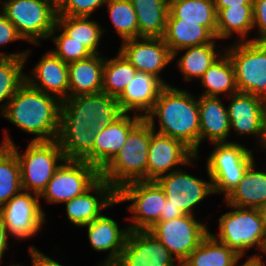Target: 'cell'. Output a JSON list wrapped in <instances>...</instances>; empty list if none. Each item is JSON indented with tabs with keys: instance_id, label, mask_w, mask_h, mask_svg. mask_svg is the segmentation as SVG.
Wrapping results in <instances>:
<instances>
[{
	"instance_id": "obj_1",
	"label": "cell",
	"mask_w": 266,
	"mask_h": 266,
	"mask_svg": "<svg viewBox=\"0 0 266 266\" xmlns=\"http://www.w3.org/2000/svg\"><path fill=\"white\" fill-rule=\"evenodd\" d=\"M192 94L189 89L166 85L144 119L154 132L179 140L195 155H200L198 96Z\"/></svg>"
},
{
	"instance_id": "obj_2",
	"label": "cell",
	"mask_w": 266,
	"mask_h": 266,
	"mask_svg": "<svg viewBox=\"0 0 266 266\" xmlns=\"http://www.w3.org/2000/svg\"><path fill=\"white\" fill-rule=\"evenodd\" d=\"M61 103L55 96L25 81L0 112V117L27 135H35L30 141H52L59 134Z\"/></svg>"
},
{
	"instance_id": "obj_3",
	"label": "cell",
	"mask_w": 266,
	"mask_h": 266,
	"mask_svg": "<svg viewBox=\"0 0 266 266\" xmlns=\"http://www.w3.org/2000/svg\"><path fill=\"white\" fill-rule=\"evenodd\" d=\"M3 134L0 145L9 146L18 157L22 189L40 196L57 169L66 160L58 140L30 141L26 150L22 149L21 153L9 131L5 129Z\"/></svg>"
},
{
	"instance_id": "obj_4",
	"label": "cell",
	"mask_w": 266,
	"mask_h": 266,
	"mask_svg": "<svg viewBox=\"0 0 266 266\" xmlns=\"http://www.w3.org/2000/svg\"><path fill=\"white\" fill-rule=\"evenodd\" d=\"M154 131L144 118L129 132L115 158L100 172L116 191L133 181H147V161Z\"/></svg>"
},
{
	"instance_id": "obj_5",
	"label": "cell",
	"mask_w": 266,
	"mask_h": 266,
	"mask_svg": "<svg viewBox=\"0 0 266 266\" xmlns=\"http://www.w3.org/2000/svg\"><path fill=\"white\" fill-rule=\"evenodd\" d=\"M224 203L231 211L219 217L218 233H210L242 257L248 256V250L253 248L259 253L252 254L251 257L263 256L262 253L266 255V230L259 209Z\"/></svg>"
},
{
	"instance_id": "obj_6",
	"label": "cell",
	"mask_w": 266,
	"mask_h": 266,
	"mask_svg": "<svg viewBox=\"0 0 266 266\" xmlns=\"http://www.w3.org/2000/svg\"><path fill=\"white\" fill-rule=\"evenodd\" d=\"M123 112L115 97L106 93L78 95L62 101L59 130H84L98 133Z\"/></svg>"
},
{
	"instance_id": "obj_7",
	"label": "cell",
	"mask_w": 266,
	"mask_h": 266,
	"mask_svg": "<svg viewBox=\"0 0 266 266\" xmlns=\"http://www.w3.org/2000/svg\"><path fill=\"white\" fill-rule=\"evenodd\" d=\"M0 6L26 43L41 46L56 25L57 7L49 0H0Z\"/></svg>"
},
{
	"instance_id": "obj_8",
	"label": "cell",
	"mask_w": 266,
	"mask_h": 266,
	"mask_svg": "<svg viewBox=\"0 0 266 266\" xmlns=\"http://www.w3.org/2000/svg\"><path fill=\"white\" fill-rule=\"evenodd\" d=\"M212 152L206 158L214 194L225 198L241 181L249 165L256 160L254 150L239 142L211 143Z\"/></svg>"
},
{
	"instance_id": "obj_9",
	"label": "cell",
	"mask_w": 266,
	"mask_h": 266,
	"mask_svg": "<svg viewBox=\"0 0 266 266\" xmlns=\"http://www.w3.org/2000/svg\"><path fill=\"white\" fill-rule=\"evenodd\" d=\"M239 92L266 99V41H234L226 45Z\"/></svg>"
},
{
	"instance_id": "obj_10",
	"label": "cell",
	"mask_w": 266,
	"mask_h": 266,
	"mask_svg": "<svg viewBox=\"0 0 266 266\" xmlns=\"http://www.w3.org/2000/svg\"><path fill=\"white\" fill-rule=\"evenodd\" d=\"M166 196L156 181H133L117 190L119 203L131 202L127 207L131 216L125 217L131 231L149 230L160 222Z\"/></svg>"
},
{
	"instance_id": "obj_11",
	"label": "cell",
	"mask_w": 266,
	"mask_h": 266,
	"mask_svg": "<svg viewBox=\"0 0 266 266\" xmlns=\"http://www.w3.org/2000/svg\"><path fill=\"white\" fill-rule=\"evenodd\" d=\"M38 194L22 190L0 207V218L9 238L28 240L38 236L47 217Z\"/></svg>"
},
{
	"instance_id": "obj_12",
	"label": "cell",
	"mask_w": 266,
	"mask_h": 266,
	"mask_svg": "<svg viewBox=\"0 0 266 266\" xmlns=\"http://www.w3.org/2000/svg\"><path fill=\"white\" fill-rule=\"evenodd\" d=\"M195 215H183L155 223L148 231L154 235L181 264L209 234L210 228Z\"/></svg>"
},
{
	"instance_id": "obj_13",
	"label": "cell",
	"mask_w": 266,
	"mask_h": 266,
	"mask_svg": "<svg viewBox=\"0 0 266 266\" xmlns=\"http://www.w3.org/2000/svg\"><path fill=\"white\" fill-rule=\"evenodd\" d=\"M100 178V171L84 160H65L40 195L46 203L64 204L87 191Z\"/></svg>"
},
{
	"instance_id": "obj_14",
	"label": "cell",
	"mask_w": 266,
	"mask_h": 266,
	"mask_svg": "<svg viewBox=\"0 0 266 266\" xmlns=\"http://www.w3.org/2000/svg\"><path fill=\"white\" fill-rule=\"evenodd\" d=\"M207 177L208 181L180 168L159 177L156 182L163 189L171 205L182 209L185 214L195 215L196 207L214 194L208 173Z\"/></svg>"
},
{
	"instance_id": "obj_15",
	"label": "cell",
	"mask_w": 266,
	"mask_h": 266,
	"mask_svg": "<svg viewBox=\"0 0 266 266\" xmlns=\"http://www.w3.org/2000/svg\"><path fill=\"white\" fill-rule=\"evenodd\" d=\"M199 157L181 141L153 132L148 150L147 181H156L181 166L194 167Z\"/></svg>"
},
{
	"instance_id": "obj_16",
	"label": "cell",
	"mask_w": 266,
	"mask_h": 266,
	"mask_svg": "<svg viewBox=\"0 0 266 266\" xmlns=\"http://www.w3.org/2000/svg\"><path fill=\"white\" fill-rule=\"evenodd\" d=\"M118 50L139 72L154 75L165 85L161 73L173 62V54L163 37H137L120 42Z\"/></svg>"
},
{
	"instance_id": "obj_17",
	"label": "cell",
	"mask_w": 266,
	"mask_h": 266,
	"mask_svg": "<svg viewBox=\"0 0 266 266\" xmlns=\"http://www.w3.org/2000/svg\"><path fill=\"white\" fill-rule=\"evenodd\" d=\"M113 266H181V264L148 230H130L125 247Z\"/></svg>"
},
{
	"instance_id": "obj_18",
	"label": "cell",
	"mask_w": 266,
	"mask_h": 266,
	"mask_svg": "<svg viewBox=\"0 0 266 266\" xmlns=\"http://www.w3.org/2000/svg\"><path fill=\"white\" fill-rule=\"evenodd\" d=\"M64 204L68 221L77 228L91 223L103 214V210L119 202L117 191L100 177L87 191Z\"/></svg>"
},
{
	"instance_id": "obj_19",
	"label": "cell",
	"mask_w": 266,
	"mask_h": 266,
	"mask_svg": "<svg viewBox=\"0 0 266 266\" xmlns=\"http://www.w3.org/2000/svg\"><path fill=\"white\" fill-rule=\"evenodd\" d=\"M142 119L143 117L136 114L123 113L96 134L93 149L83 160L101 172L119 153L129 132Z\"/></svg>"
},
{
	"instance_id": "obj_20",
	"label": "cell",
	"mask_w": 266,
	"mask_h": 266,
	"mask_svg": "<svg viewBox=\"0 0 266 266\" xmlns=\"http://www.w3.org/2000/svg\"><path fill=\"white\" fill-rule=\"evenodd\" d=\"M230 133L237 137H256L259 147L263 138V100L250 93L236 92L228 97Z\"/></svg>"
},
{
	"instance_id": "obj_21",
	"label": "cell",
	"mask_w": 266,
	"mask_h": 266,
	"mask_svg": "<svg viewBox=\"0 0 266 266\" xmlns=\"http://www.w3.org/2000/svg\"><path fill=\"white\" fill-rule=\"evenodd\" d=\"M120 224L114 218L104 213L91 223L81 227L86 229L87 238L91 248L96 252H108L104 260H100L98 266H113L125 247L130 232L129 226L120 228Z\"/></svg>"
},
{
	"instance_id": "obj_22",
	"label": "cell",
	"mask_w": 266,
	"mask_h": 266,
	"mask_svg": "<svg viewBox=\"0 0 266 266\" xmlns=\"http://www.w3.org/2000/svg\"><path fill=\"white\" fill-rule=\"evenodd\" d=\"M39 61L26 74V81L35 89L58 98L61 102L69 98L68 64L51 50L41 55Z\"/></svg>"
},
{
	"instance_id": "obj_23",
	"label": "cell",
	"mask_w": 266,
	"mask_h": 266,
	"mask_svg": "<svg viewBox=\"0 0 266 266\" xmlns=\"http://www.w3.org/2000/svg\"><path fill=\"white\" fill-rule=\"evenodd\" d=\"M165 86L154 75L137 71L116 100L123 113H134L144 118L152 110Z\"/></svg>"
},
{
	"instance_id": "obj_24",
	"label": "cell",
	"mask_w": 266,
	"mask_h": 266,
	"mask_svg": "<svg viewBox=\"0 0 266 266\" xmlns=\"http://www.w3.org/2000/svg\"><path fill=\"white\" fill-rule=\"evenodd\" d=\"M200 146L202 141L211 143L238 142L228 139L230 123L227 105L221 97L198 96Z\"/></svg>"
},
{
	"instance_id": "obj_25",
	"label": "cell",
	"mask_w": 266,
	"mask_h": 266,
	"mask_svg": "<svg viewBox=\"0 0 266 266\" xmlns=\"http://www.w3.org/2000/svg\"><path fill=\"white\" fill-rule=\"evenodd\" d=\"M104 61L105 56L92 54L86 59L68 64L69 97L102 92Z\"/></svg>"
},
{
	"instance_id": "obj_26",
	"label": "cell",
	"mask_w": 266,
	"mask_h": 266,
	"mask_svg": "<svg viewBox=\"0 0 266 266\" xmlns=\"http://www.w3.org/2000/svg\"><path fill=\"white\" fill-rule=\"evenodd\" d=\"M216 41L218 42L219 40L216 38L212 43L188 47L173 53V61L178 57L174 63L186 83H191L192 80H199L209 67L225 52L224 46L222 51L217 50Z\"/></svg>"
},
{
	"instance_id": "obj_27",
	"label": "cell",
	"mask_w": 266,
	"mask_h": 266,
	"mask_svg": "<svg viewBox=\"0 0 266 266\" xmlns=\"http://www.w3.org/2000/svg\"><path fill=\"white\" fill-rule=\"evenodd\" d=\"M254 160L238 185L223 199L241 208H259L266 202V169H257Z\"/></svg>"
},
{
	"instance_id": "obj_28",
	"label": "cell",
	"mask_w": 266,
	"mask_h": 266,
	"mask_svg": "<svg viewBox=\"0 0 266 266\" xmlns=\"http://www.w3.org/2000/svg\"><path fill=\"white\" fill-rule=\"evenodd\" d=\"M253 30L252 4H241L220 9L217 12V39L234 37L236 42L252 41L249 35ZM251 33V34H250Z\"/></svg>"
},
{
	"instance_id": "obj_29",
	"label": "cell",
	"mask_w": 266,
	"mask_h": 266,
	"mask_svg": "<svg viewBox=\"0 0 266 266\" xmlns=\"http://www.w3.org/2000/svg\"><path fill=\"white\" fill-rule=\"evenodd\" d=\"M163 39L173 54L188 47L212 43L216 37L199 22L167 19Z\"/></svg>"
},
{
	"instance_id": "obj_30",
	"label": "cell",
	"mask_w": 266,
	"mask_h": 266,
	"mask_svg": "<svg viewBox=\"0 0 266 266\" xmlns=\"http://www.w3.org/2000/svg\"><path fill=\"white\" fill-rule=\"evenodd\" d=\"M56 25L73 41L82 43L92 54H101V38L108 30L100 26L97 20L86 16L57 15Z\"/></svg>"
},
{
	"instance_id": "obj_31",
	"label": "cell",
	"mask_w": 266,
	"mask_h": 266,
	"mask_svg": "<svg viewBox=\"0 0 266 266\" xmlns=\"http://www.w3.org/2000/svg\"><path fill=\"white\" fill-rule=\"evenodd\" d=\"M243 258L218 241L210 232L181 263V266H235Z\"/></svg>"
},
{
	"instance_id": "obj_32",
	"label": "cell",
	"mask_w": 266,
	"mask_h": 266,
	"mask_svg": "<svg viewBox=\"0 0 266 266\" xmlns=\"http://www.w3.org/2000/svg\"><path fill=\"white\" fill-rule=\"evenodd\" d=\"M202 96L229 97L238 92L235 71L229 56L224 52L199 79Z\"/></svg>"
},
{
	"instance_id": "obj_33",
	"label": "cell",
	"mask_w": 266,
	"mask_h": 266,
	"mask_svg": "<svg viewBox=\"0 0 266 266\" xmlns=\"http://www.w3.org/2000/svg\"><path fill=\"white\" fill-rule=\"evenodd\" d=\"M136 12L138 37H163L169 4L166 0H130Z\"/></svg>"
},
{
	"instance_id": "obj_34",
	"label": "cell",
	"mask_w": 266,
	"mask_h": 266,
	"mask_svg": "<svg viewBox=\"0 0 266 266\" xmlns=\"http://www.w3.org/2000/svg\"><path fill=\"white\" fill-rule=\"evenodd\" d=\"M167 19L199 22L217 38V12L213 0H178L169 4Z\"/></svg>"
},
{
	"instance_id": "obj_35",
	"label": "cell",
	"mask_w": 266,
	"mask_h": 266,
	"mask_svg": "<svg viewBox=\"0 0 266 266\" xmlns=\"http://www.w3.org/2000/svg\"><path fill=\"white\" fill-rule=\"evenodd\" d=\"M115 56L110 59L105 57L102 92L117 98L135 77L137 70L119 50Z\"/></svg>"
},
{
	"instance_id": "obj_36",
	"label": "cell",
	"mask_w": 266,
	"mask_h": 266,
	"mask_svg": "<svg viewBox=\"0 0 266 266\" xmlns=\"http://www.w3.org/2000/svg\"><path fill=\"white\" fill-rule=\"evenodd\" d=\"M22 190L18 157L9 146L0 145V207Z\"/></svg>"
},
{
	"instance_id": "obj_37",
	"label": "cell",
	"mask_w": 266,
	"mask_h": 266,
	"mask_svg": "<svg viewBox=\"0 0 266 266\" xmlns=\"http://www.w3.org/2000/svg\"><path fill=\"white\" fill-rule=\"evenodd\" d=\"M25 58L0 57V111L26 81ZM3 103V104H1Z\"/></svg>"
},
{
	"instance_id": "obj_38",
	"label": "cell",
	"mask_w": 266,
	"mask_h": 266,
	"mask_svg": "<svg viewBox=\"0 0 266 266\" xmlns=\"http://www.w3.org/2000/svg\"><path fill=\"white\" fill-rule=\"evenodd\" d=\"M105 6L114 31L122 41L138 37L137 16L130 0H108Z\"/></svg>"
},
{
	"instance_id": "obj_39",
	"label": "cell",
	"mask_w": 266,
	"mask_h": 266,
	"mask_svg": "<svg viewBox=\"0 0 266 266\" xmlns=\"http://www.w3.org/2000/svg\"><path fill=\"white\" fill-rule=\"evenodd\" d=\"M96 133L84 130H59L58 142L67 160H83L93 149Z\"/></svg>"
},
{
	"instance_id": "obj_40",
	"label": "cell",
	"mask_w": 266,
	"mask_h": 266,
	"mask_svg": "<svg viewBox=\"0 0 266 266\" xmlns=\"http://www.w3.org/2000/svg\"><path fill=\"white\" fill-rule=\"evenodd\" d=\"M60 31V34H56ZM54 44V49H50L58 58L63 62L69 64L74 61L86 59L92 55V53L82 44L77 41H73L72 38L67 36L57 25L50 33L49 36Z\"/></svg>"
},
{
	"instance_id": "obj_41",
	"label": "cell",
	"mask_w": 266,
	"mask_h": 266,
	"mask_svg": "<svg viewBox=\"0 0 266 266\" xmlns=\"http://www.w3.org/2000/svg\"><path fill=\"white\" fill-rule=\"evenodd\" d=\"M23 41V38L18 34L16 27L12 22H10L3 12L0 10V49L4 48L9 43L15 41ZM32 49L28 48L26 50H22L21 52H11V53H4L0 51V57H14V58H25L26 64L29 61V57L31 55Z\"/></svg>"
},
{
	"instance_id": "obj_42",
	"label": "cell",
	"mask_w": 266,
	"mask_h": 266,
	"mask_svg": "<svg viewBox=\"0 0 266 266\" xmlns=\"http://www.w3.org/2000/svg\"><path fill=\"white\" fill-rule=\"evenodd\" d=\"M108 0H63L57 7V15L91 17Z\"/></svg>"
},
{
	"instance_id": "obj_43",
	"label": "cell",
	"mask_w": 266,
	"mask_h": 266,
	"mask_svg": "<svg viewBox=\"0 0 266 266\" xmlns=\"http://www.w3.org/2000/svg\"><path fill=\"white\" fill-rule=\"evenodd\" d=\"M252 11L253 29L257 28L252 41H266V0H253Z\"/></svg>"
},
{
	"instance_id": "obj_44",
	"label": "cell",
	"mask_w": 266,
	"mask_h": 266,
	"mask_svg": "<svg viewBox=\"0 0 266 266\" xmlns=\"http://www.w3.org/2000/svg\"><path fill=\"white\" fill-rule=\"evenodd\" d=\"M28 250L29 256L31 257V266H64L49 255L44 254L42 251L40 252V250L33 245L29 246ZM19 266L24 265L20 263Z\"/></svg>"
},
{
	"instance_id": "obj_45",
	"label": "cell",
	"mask_w": 266,
	"mask_h": 266,
	"mask_svg": "<svg viewBox=\"0 0 266 266\" xmlns=\"http://www.w3.org/2000/svg\"><path fill=\"white\" fill-rule=\"evenodd\" d=\"M183 215L186 214L182 211V209L174 207L167 199L165 201L164 208L160 213V221L172 220L174 218L182 217Z\"/></svg>"
},
{
	"instance_id": "obj_46",
	"label": "cell",
	"mask_w": 266,
	"mask_h": 266,
	"mask_svg": "<svg viewBox=\"0 0 266 266\" xmlns=\"http://www.w3.org/2000/svg\"><path fill=\"white\" fill-rule=\"evenodd\" d=\"M9 236L7 234V229L5 228L1 218H0V263L3 262L4 255L7 252V250H10V240Z\"/></svg>"
},
{
	"instance_id": "obj_47",
	"label": "cell",
	"mask_w": 266,
	"mask_h": 266,
	"mask_svg": "<svg viewBox=\"0 0 266 266\" xmlns=\"http://www.w3.org/2000/svg\"><path fill=\"white\" fill-rule=\"evenodd\" d=\"M216 12L220 9L231 7V6H240L241 4H252L253 0H213Z\"/></svg>"
},
{
	"instance_id": "obj_48",
	"label": "cell",
	"mask_w": 266,
	"mask_h": 266,
	"mask_svg": "<svg viewBox=\"0 0 266 266\" xmlns=\"http://www.w3.org/2000/svg\"><path fill=\"white\" fill-rule=\"evenodd\" d=\"M242 258L236 263L235 266H265L266 258L263 259V256H254V257H246L244 263L240 264Z\"/></svg>"
},
{
	"instance_id": "obj_49",
	"label": "cell",
	"mask_w": 266,
	"mask_h": 266,
	"mask_svg": "<svg viewBox=\"0 0 266 266\" xmlns=\"http://www.w3.org/2000/svg\"><path fill=\"white\" fill-rule=\"evenodd\" d=\"M260 150H266V99L263 100V138Z\"/></svg>"
},
{
	"instance_id": "obj_50",
	"label": "cell",
	"mask_w": 266,
	"mask_h": 266,
	"mask_svg": "<svg viewBox=\"0 0 266 266\" xmlns=\"http://www.w3.org/2000/svg\"><path fill=\"white\" fill-rule=\"evenodd\" d=\"M258 209L261 214V218H262V221L264 222V226L266 230V202L262 206H260Z\"/></svg>"
},
{
	"instance_id": "obj_51",
	"label": "cell",
	"mask_w": 266,
	"mask_h": 266,
	"mask_svg": "<svg viewBox=\"0 0 266 266\" xmlns=\"http://www.w3.org/2000/svg\"><path fill=\"white\" fill-rule=\"evenodd\" d=\"M49 1L52 2L56 7H58L63 2V0H49Z\"/></svg>"
},
{
	"instance_id": "obj_52",
	"label": "cell",
	"mask_w": 266,
	"mask_h": 266,
	"mask_svg": "<svg viewBox=\"0 0 266 266\" xmlns=\"http://www.w3.org/2000/svg\"><path fill=\"white\" fill-rule=\"evenodd\" d=\"M9 266H19V263H11Z\"/></svg>"
},
{
	"instance_id": "obj_53",
	"label": "cell",
	"mask_w": 266,
	"mask_h": 266,
	"mask_svg": "<svg viewBox=\"0 0 266 266\" xmlns=\"http://www.w3.org/2000/svg\"><path fill=\"white\" fill-rule=\"evenodd\" d=\"M168 2V4L174 2V1H178V0H166Z\"/></svg>"
}]
</instances>
